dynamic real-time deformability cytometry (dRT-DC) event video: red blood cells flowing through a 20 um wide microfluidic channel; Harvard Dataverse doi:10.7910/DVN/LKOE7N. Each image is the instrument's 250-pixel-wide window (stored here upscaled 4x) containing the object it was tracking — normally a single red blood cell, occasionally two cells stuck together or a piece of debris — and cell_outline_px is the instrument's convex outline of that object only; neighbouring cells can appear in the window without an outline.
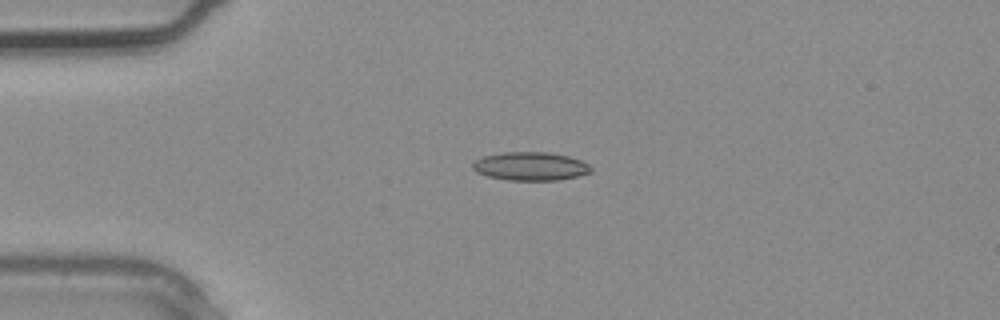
{"species": "common noctule bat (a hibernating species)", "species_latin": "Nyctalus noctula", "temperature_condition": "warm", "stored_images_in_passage": 2, "camera_frame_rate_fps": 3000, "um_per_image_px": 0.085, "animal": {"sex": "male", "body_mass_g": 20.4}, "frame": {"image": 1, "passage_image": 2, "time_ms": 0.333, "image_size_px": [1000, 320], "cell_outline_px": [[592, 172], [560, 180], [508, 180], [488, 176], [476, 172], [472, 168], [472, 164], [476, 160], [484, 156], [504, 152], [548, 152], [568, 156], [580, 160], [588, 164], [592, 168]], "centroid_in_image_um": [45.09, 14.13], "position_along_channel_um": 39.9, "area_um2": 19.54}}